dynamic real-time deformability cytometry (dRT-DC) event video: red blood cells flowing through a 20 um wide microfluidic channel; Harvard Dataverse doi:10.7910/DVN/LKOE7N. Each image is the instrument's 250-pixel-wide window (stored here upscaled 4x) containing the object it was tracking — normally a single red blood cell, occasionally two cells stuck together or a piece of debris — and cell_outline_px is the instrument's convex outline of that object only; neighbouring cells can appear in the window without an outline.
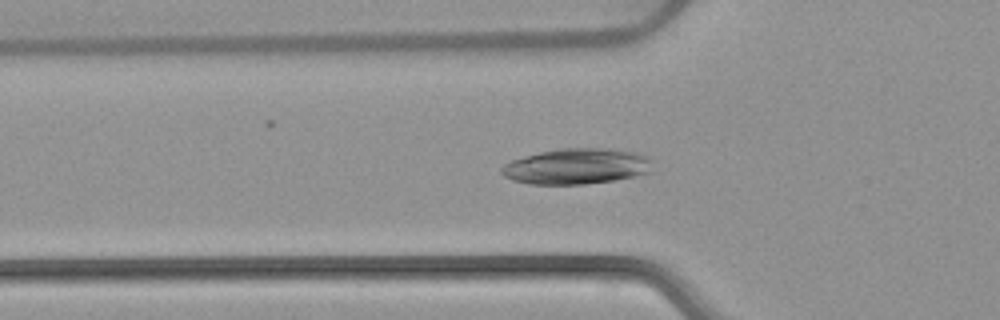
{"species": "common noctule bat (a hibernating species)", "species_latin": "Nyctalus noctula", "temperature_condition": "warm", "stored_images_in_passage": 52, "camera_frame_rate_fps": 3000, "um_per_image_px": 0.085, "animal": {"sex": "female", "body_mass_g": 22.7, "forearm_length_mm": 54.2}, "frame": {"image": 1, "passage_image": 17, "time_ms": 5.333, "image_size_px": [1000, 320], "cell_outline_px": [[652, 172], [636, 176], [612, 180], [584, 184], [528, 184], [512, 180], [504, 176], [500, 172], [500, 168], [504, 164], [512, 160], [524, 156], [540, 152], [560, 148], [604, 148], [632, 152], [644, 156], [652, 160]], "centroid_in_image_um": [48.98, 14.14], "position_along_channel_um": 76.8, "area_um2": 31.39}}
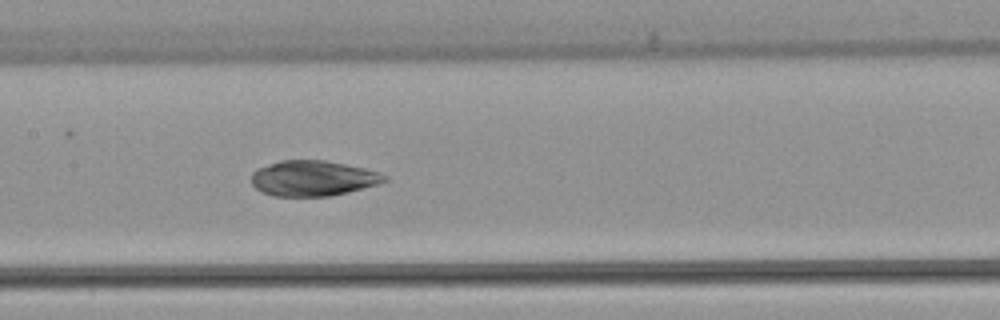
{"frame": {"image": 2, "passage_image": 25, "time_ms": 8.0, "image_size_px": [1000, 320], "cell_outline_px": [[388, 180], [376, 184], [348, 192], [332, 196], [272, 196], [260, 192], [252, 184], [252, 172], [256, 168], [280, 160], [324, 160], [364, 168], [380, 172], [388, 176]], "centroid_in_image_um": [26.57, 15.15], "position_along_channel_um": 180.8, "area_um2": 27.57}}
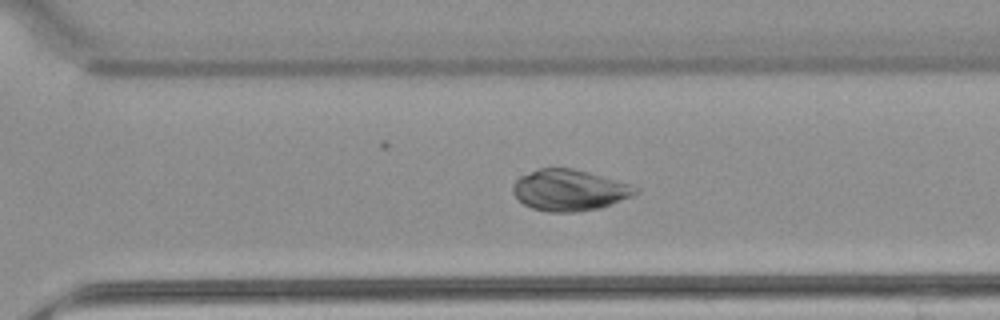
{"frame": {"image": 3, "passage_image": 36, "time_ms": 11.667, "image_size_px": [1000, 320], "cell_outline_px": [[640, 192], [636, 196], [600, 208], [572, 212], [548, 212], [532, 208], [524, 204], [512, 192], [512, 184], [520, 176], [540, 168], [572, 168], [632, 184], [640, 188]], "centroid_in_image_um": [48.45, 16.17], "position_along_channel_um": 322.1, "area_um2": 29.59}}